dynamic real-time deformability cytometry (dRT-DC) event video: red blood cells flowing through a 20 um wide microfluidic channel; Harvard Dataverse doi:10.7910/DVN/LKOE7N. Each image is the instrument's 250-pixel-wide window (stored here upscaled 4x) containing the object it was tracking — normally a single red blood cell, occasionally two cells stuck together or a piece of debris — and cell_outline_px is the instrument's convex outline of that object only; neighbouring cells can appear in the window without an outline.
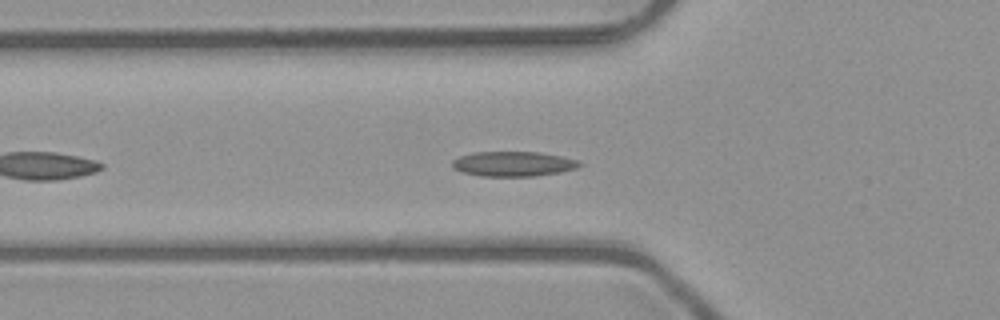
{"species": "common noctule bat (a hibernating species)", "species_latin": "Nyctalus noctula", "temperature_condition": "room temperature", "stored_images_in_passage": 27, "camera_frame_rate_fps": 3000, "um_per_image_px": 0.085, "animal": {"sex": "male", "body_mass_g": 23.1, "forearm_length_mm": 52.7}, "frame": {"image": 1, "passage_image": 7, "time_ms": 2.0, "image_size_px": [1000, 320], "cell_outline_px": [[584, 164], [576, 168], [560, 172], [532, 176], [480, 176], [464, 172], [452, 168], [452, 160], [460, 156], [472, 152], [540, 152], [580, 160]], "centroid_in_image_um": [43.64, 13.92], "position_along_channel_um": 82.2, "area_um2": 18.5}}
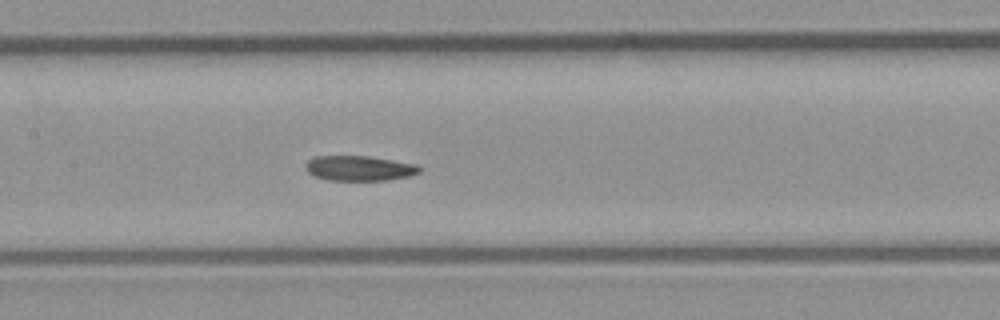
{"frame": {"image": 2, "passage_image": 14, "time_ms": 4.333, "image_size_px": [1000, 320], "cell_outline_px": [[424, 168], [420, 172], [408, 176], [388, 180], [328, 180], [312, 176], [304, 168], [304, 164], [308, 160], [316, 156], [368, 156], [416, 164]], "centroid_in_image_um": [30.52, 14.3], "position_along_channel_um": 176.9, "area_um2": 16.76}}
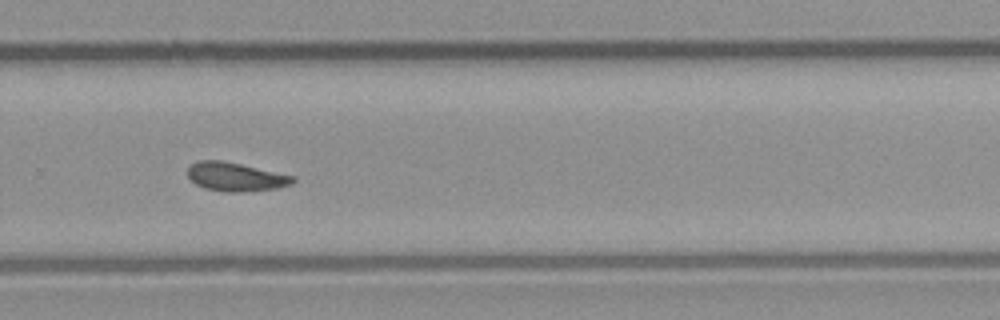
{"frame": {"image": 3, "passage_image": 24, "time_ms": 7.667, "image_size_px": [1000, 320], "cell_outline_px": [[296, 180], [292, 184], [276, 188], [244, 192], [228, 192], [204, 188], [196, 184], [188, 176], [188, 168], [196, 160], [220, 160], [240, 164], [296, 176]], "centroid_in_image_um": [20.04, 15.03], "position_along_channel_um": 309.8, "area_um2": 17.57}}